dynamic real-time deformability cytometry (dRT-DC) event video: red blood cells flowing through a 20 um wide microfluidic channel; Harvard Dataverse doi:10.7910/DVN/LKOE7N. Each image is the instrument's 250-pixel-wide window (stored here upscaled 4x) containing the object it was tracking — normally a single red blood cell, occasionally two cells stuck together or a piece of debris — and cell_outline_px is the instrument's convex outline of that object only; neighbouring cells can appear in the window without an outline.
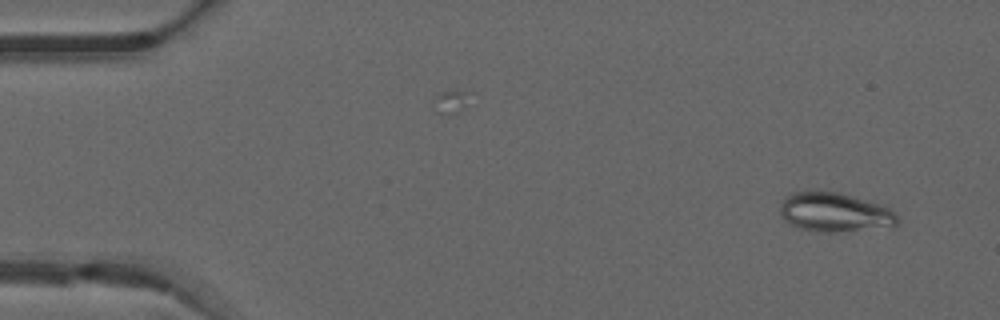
{"species": "common noctule bat (a hibernating species)", "species_latin": "Nyctalus noctula", "temperature_condition": "warm", "stored_images_in_passage": 49, "camera_frame_rate_fps": 3000, "um_per_image_px": 0.085, "animal": {"sex": "male", "forearm_length_mm": 52.5}, "frame": {"image": 1, "passage_image": 3, "time_ms": 0.667, "image_size_px": [1000, 320], "cell_outline_px": [[896, 224], [836, 232], [816, 232], [800, 228], [784, 220], [780, 212], [780, 204], [792, 192], [840, 192], [888, 208], [896, 212]], "centroid_in_image_um": [70.86, 18.04], "position_along_channel_um": 14.1, "area_um2": 25.84}}
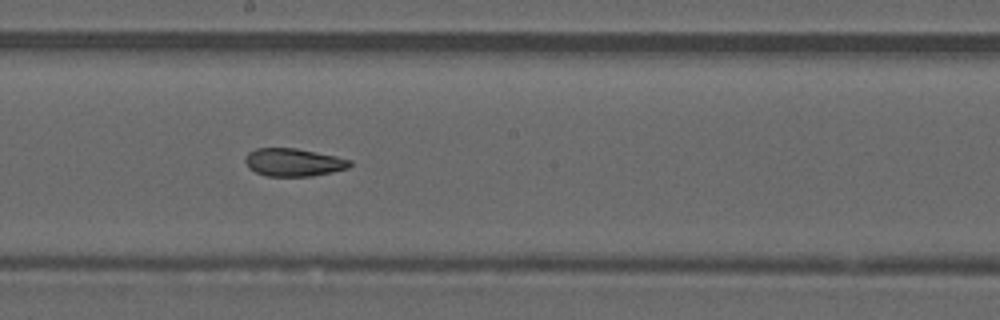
{"frame": {"image": 2, "passage_image": 27, "time_ms": 8.667, "image_size_px": [1000, 320], "cell_outline_px": [[352, 164], [348, 168], [332, 172], [312, 176], [268, 176], [256, 172], [248, 168], [244, 160], [248, 152], [256, 148], [296, 148], [336, 156], [352, 160]], "centroid_in_image_um": [24.95, 13.79], "position_along_channel_um": 223.3, "area_um2": 17.05}}
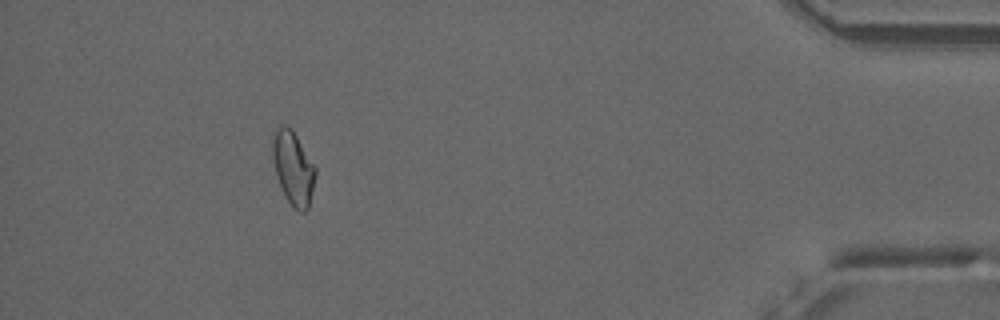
{"frame": {"image": 3, "passage_image": 45, "time_ms": 14.667, "image_size_px": [1000, 320], "cell_outline_px": [[316, 176], [308, 208], [304, 212], [300, 212], [292, 208], [276, 176], [272, 160], [272, 132], [276, 128], [292, 128], [316, 168]], "centroid_in_image_um": [24.91, 14.29], "position_along_channel_um": 410.3, "area_um2": 18.26}, "authors_computed_cell_mechanics": {"area_um2": 18.2648, "velocity_mm_per_s": 4.0907, "shape_relaxation_time_tau1_ms": null, "shape_relaxation_time_tau2_ms": 2.4979, "deformation_change_tau1": null, "deformation_change_tau2": 0.0917}}